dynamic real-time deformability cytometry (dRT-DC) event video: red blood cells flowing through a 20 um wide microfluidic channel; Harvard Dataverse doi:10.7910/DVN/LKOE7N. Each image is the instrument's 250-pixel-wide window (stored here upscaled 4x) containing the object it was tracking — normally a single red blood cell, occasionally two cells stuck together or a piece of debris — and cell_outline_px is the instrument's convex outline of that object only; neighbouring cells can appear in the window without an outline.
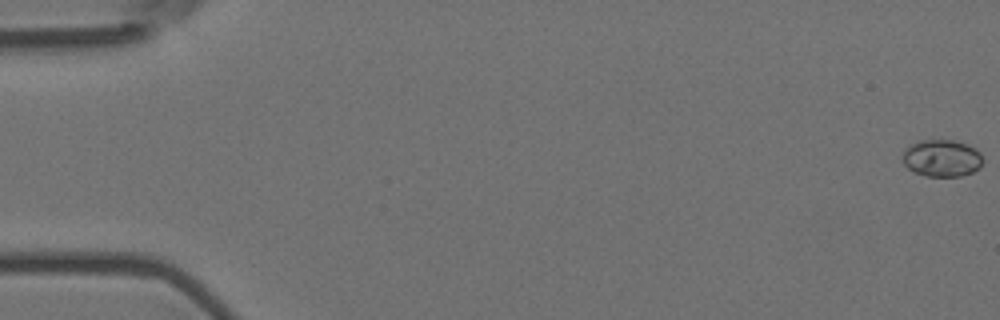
{"species": "Egyptian fruit bat (a non-hibernating species)", "species_latin": "Rousettus aegyptiacus", "temperature_condition": "room temperature", "stored_images_in_passage": 6, "camera_frame_rate_fps": 3000, "um_per_image_px": 0.085, "animal": {"sex": "female"}, "frame": {"image": 1, "passage_image": 1, "time_ms": 0.0, "image_size_px": [1000, 320], "cell_outline_px": [[984, 160], [980, 168], [972, 172], [960, 176], [924, 176], [912, 172], [904, 164], [900, 156], [912, 144], [920, 140], [956, 140], [968, 144], [976, 148], [980, 152]], "centroid_in_image_um": [80.07, 13.45], "position_along_channel_um": 4.9, "area_um2": 17.63}}
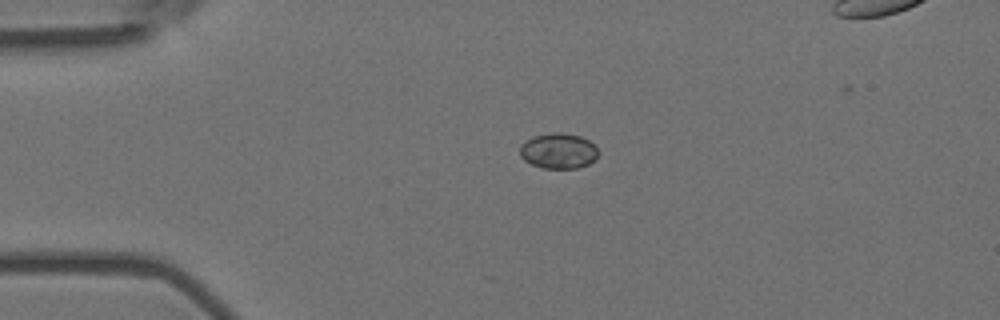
{"frame": {"image": 2, "passage_image": 4, "time_ms": 1.0, "image_size_px": [1000, 320], "cell_outline_px": [[600, 152], [596, 160], [588, 164], [576, 168], [540, 168], [524, 160], [520, 156], [520, 144], [532, 136], [552, 132], [560, 132], [580, 136], [588, 140]], "centroid_in_image_um": [47.46, 12.82], "position_along_channel_um": 37.5, "area_um2": 16.36}}